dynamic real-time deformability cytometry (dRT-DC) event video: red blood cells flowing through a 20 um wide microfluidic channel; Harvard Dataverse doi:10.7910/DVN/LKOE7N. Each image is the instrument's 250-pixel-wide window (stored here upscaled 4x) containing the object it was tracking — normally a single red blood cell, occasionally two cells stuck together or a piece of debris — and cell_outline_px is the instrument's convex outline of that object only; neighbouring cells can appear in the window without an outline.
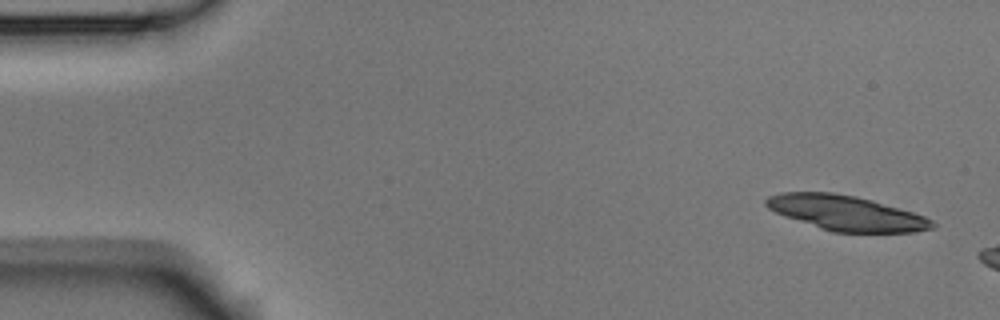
{"species": "Egyptian fruit bat (a non-hibernating species)", "species_latin": "Rousettus aegyptiacus", "temperature_condition": "room temperature", "stored_images_in_passage": 2, "camera_frame_rate_fps": 3000, "um_per_image_px": 0.085, "animal": {"sex": "male"}, "frame": {"image": 1, "passage_image": 1, "time_ms": 0.0, "image_size_px": [1000, 320], "cell_outline_px": [[936, 228], [912, 232], [832, 232], [784, 216], [768, 208], [764, 204], [764, 200], [768, 196], [780, 192], [832, 192], [856, 196], [872, 200], [912, 212], [924, 216], [932, 220], [936, 224]], "centroid_in_image_um": [71.91, 18.1], "position_along_channel_um": 13.1, "area_um2": 33.81}}